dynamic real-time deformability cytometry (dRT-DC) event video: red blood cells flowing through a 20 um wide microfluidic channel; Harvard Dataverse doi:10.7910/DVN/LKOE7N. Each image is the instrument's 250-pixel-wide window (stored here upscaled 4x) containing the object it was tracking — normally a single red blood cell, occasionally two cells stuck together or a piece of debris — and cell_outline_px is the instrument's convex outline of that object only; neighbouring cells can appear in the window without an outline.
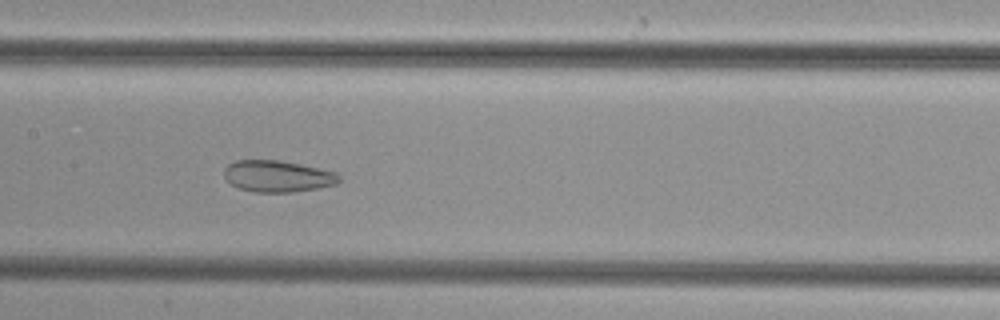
{"species": "common noctule bat (a hibernating species)", "species_latin": "Nyctalus noctula", "temperature_condition": "cold", "stored_images_in_passage": 49, "camera_frame_rate_fps": 3000, "um_per_image_px": 0.085, "animal": {"sex": "female", "body_mass_g": 29.2, "forearm_length_mm": 56.3}, "frame": {"image": 1, "passage_image": 24, "time_ms": 7.667, "image_size_px": [1000, 320], "cell_outline_px": [[340, 180], [336, 184], [320, 188], [292, 192], [252, 192], [240, 188], [232, 184], [224, 176], [224, 168], [228, 164], [236, 160], [280, 160], [300, 164], [336, 172], [340, 176]], "centroid_in_image_um": [23.6, 14.98], "position_along_channel_um": 183.8, "area_um2": 21.15}}
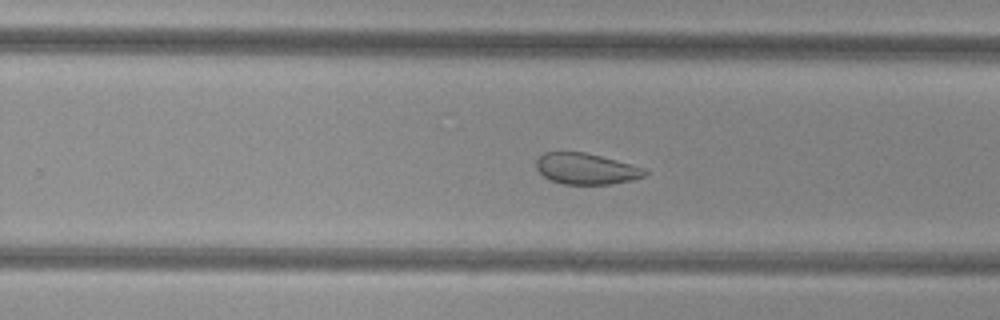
{"frame": {"image": 2, "passage_image": 31, "time_ms": 10.0, "image_size_px": [1000, 320], "cell_outline_px": [[648, 176], [632, 180], [612, 184], [564, 184], [548, 180], [536, 168], [536, 160], [544, 152], [584, 152], [616, 160], [644, 168], [648, 172]], "centroid_in_image_um": [49.83, 14.35], "position_along_channel_um": 280.0, "area_um2": 19.71}}
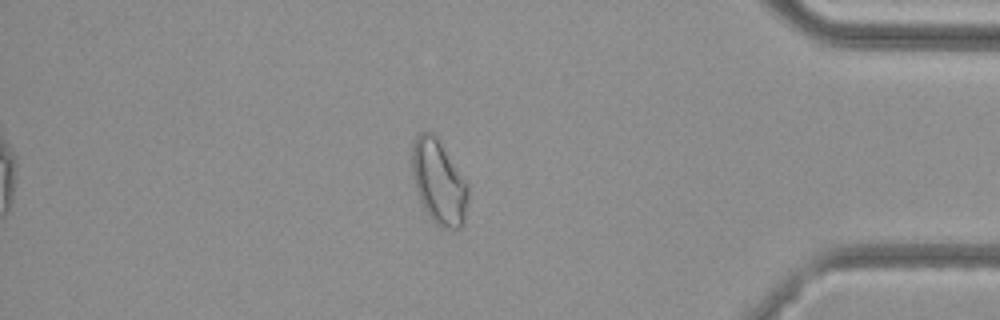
{"frame": {"image": 3, "passage_image": 42, "time_ms": 13.667, "image_size_px": [1000, 320], "cell_outline_px": [[468, 196], [464, 224], [460, 228], [440, 228], [432, 220], [424, 208], [420, 200], [412, 176], [412, 144], [416, 136], [420, 132], [432, 132], [436, 136], [468, 184]], "centroid_in_image_um": [37.29, 15.49], "position_along_channel_um": 397.9, "area_um2": 27.4}}